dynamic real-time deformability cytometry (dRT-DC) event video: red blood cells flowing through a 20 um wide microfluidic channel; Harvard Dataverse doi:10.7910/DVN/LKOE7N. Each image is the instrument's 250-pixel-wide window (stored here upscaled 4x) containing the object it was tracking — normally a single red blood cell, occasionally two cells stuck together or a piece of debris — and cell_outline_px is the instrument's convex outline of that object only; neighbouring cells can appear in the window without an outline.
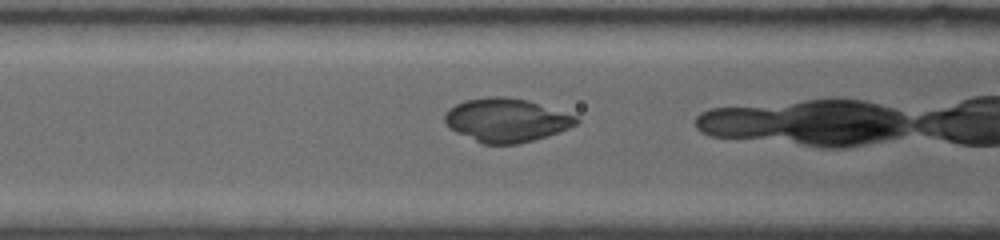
{"species": "common noctule bat (a hibernating species)", "species_latin": "Nyctalus noctula", "temperature_condition": "warm", "stored_images_in_passage": 27, "camera_frame_rate_fps": 5000, "um_per_image_px": 0.085, "animal": {"sex": "female", "body_mass_g": 19.0, "forearm_length_mm": 53.3}, "frame": {"image": 1, "passage_image": 7, "time_ms": 1.6, "image_size_px": [1000, 240], "cell_outline_px": [[580, 120], [576, 124], [568, 128], [532, 140], [516, 144], [484, 144], [456, 132], [448, 128], [444, 120], [444, 112], [448, 108], [464, 100], [492, 96], [504, 96], [528, 100], [576, 116]], "centroid_in_image_um": [42.98, 10.2], "position_along_channel_um": 123.6, "area_um2": 33.18}}
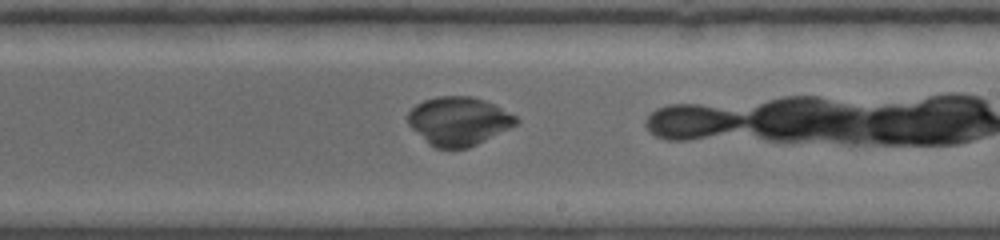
{"frame": {"image": 2, "passage_image": 17, "time_ms": 4.8, "image_size_px": [1000, 240], "cell_outline_px": [[520, 124], [468, 148], [436, 148], [428, 144], [408, 124], [408, 112], [416, 104], [424, 100], [436, 96], [472, 96], [496, 104], [516, 116], [520, 120]], "centroid_in_image_um": [39.02, 10.29], "position_along_channel_um": 250.0, "area_um2": 30.87}}
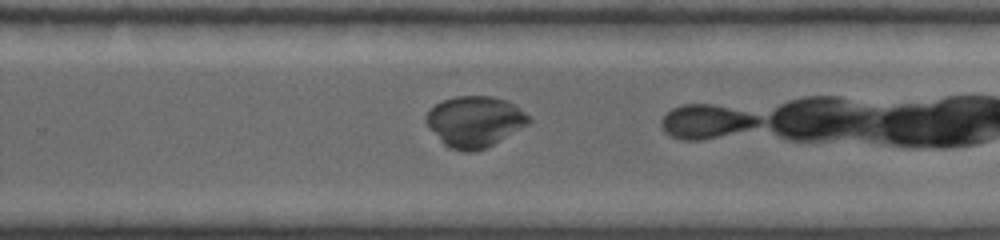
{"frame": {"image": 3, "passage_image": 21, "time_ms": 5.8, "image_size_px": [1000, 240], "cell_outline_px": [[532, 120], [528, 124], [492, 144], [484, 148], [472, 152], [464, 152], [448, 148], [440, 140], [424, 120], [424, 116], [436, 104], [444, 100], [456, 96], [492, 96], [504, 100], [512, 104], [524, 112]], "centroid_in_image_um": [40.32, 10.33], "position_along_channel_um": 289.5, "area_um2": 29.94}}